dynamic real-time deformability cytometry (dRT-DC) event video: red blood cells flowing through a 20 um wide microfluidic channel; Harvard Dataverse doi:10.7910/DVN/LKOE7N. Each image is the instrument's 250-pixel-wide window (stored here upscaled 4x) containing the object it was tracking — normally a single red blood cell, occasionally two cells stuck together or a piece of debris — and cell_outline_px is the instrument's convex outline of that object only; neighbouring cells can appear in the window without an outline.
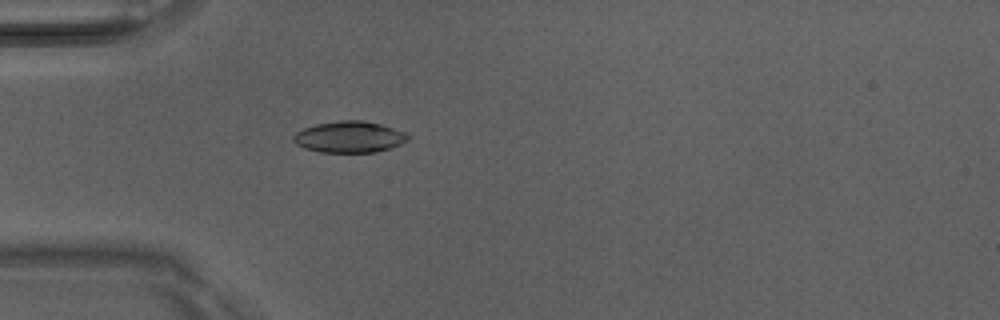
{"species": "Egyptian fruit bat (a non-hibernating species)", "species_latin": "Rousettus aegyptiacus", "temperature_condition": "room temperature", "stored_images_in_passage": 3, "camera_frame_rate_fps": 3000, "um_per_image_px": 0.085, "animal": {"sex": "male"}, "frame": {"image": 1, "passage_image": 3, "time_ms": 0.667, "image_size_px": [1000, 320], "cell_outline_px": [[412, 136], [408, 140], [392, 148], [376, 152], [320, 152], [304, 148], [296, 144], [292, 140], [292, 136], [296, 132], [304, 128], [316, 124], [340, 120], [364, 120], [380, 124], [404, 132]], "centroid_in_image_um": [29.7, 11.64], "position_along_channel_um": 55.3, "area_um2": 21.04}}